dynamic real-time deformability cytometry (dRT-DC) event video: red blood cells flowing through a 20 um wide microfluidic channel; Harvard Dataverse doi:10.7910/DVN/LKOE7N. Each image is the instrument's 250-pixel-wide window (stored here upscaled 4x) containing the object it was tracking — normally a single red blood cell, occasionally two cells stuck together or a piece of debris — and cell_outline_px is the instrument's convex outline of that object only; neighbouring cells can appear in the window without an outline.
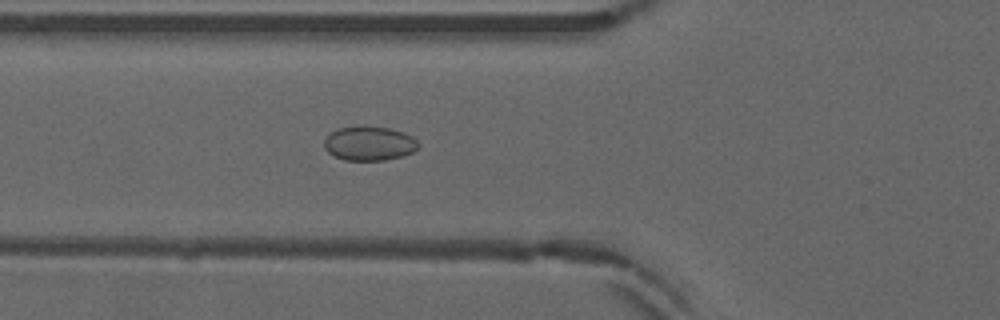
{"species": "common noctule bat (a hibernating species)", "species_latin": "Nyctalus noctula", "temperature_condition": "warm", "stored_images_in_passage": 53, "camera_frame_rate_fps": 3000, "um_per_image_px": 0.085, "animal": {"sex": "male", "forearm_length_mm": 52.5}, "frame": {"image": 1, "passage_image": 20, "time_ms": 6.333, "image_size_px": [1000, 320], "cell_outline_px": [[420, 144], [412, 152], [400, 156], [384, 160], [344, 160], [328, 152], [324, 148], [324, 140], [336, 128], [388, 128], [404, 132], [412, 136]], "centroid_in_image_um": [31.39, 12.22], "position_along_channel_um": 94.4, "area_um2": 18.21}}
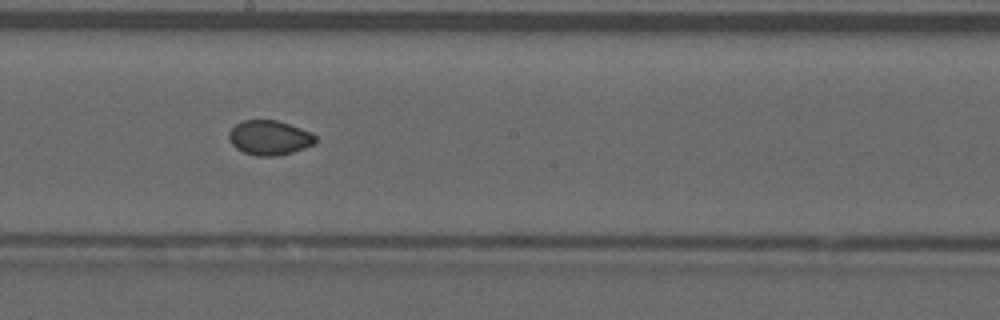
{"frame": {"image": 2, "passage_image": 30, "time_ms": 9.667, "image_size_px": [1000, 320], "cell_outline_px": [[316, 144], [292, 152], [276, 156], [256, 156], [244, 152], [236, 148], [232, 144], [228, 136], [228, 132], [240, 120], [276, 120], [288, 124], [308, 132], [316, 136]], "centroid_in_image_um": [22.87, 11.71], "position_along_channel_um": 225.3, "area_um2": 17.34}}
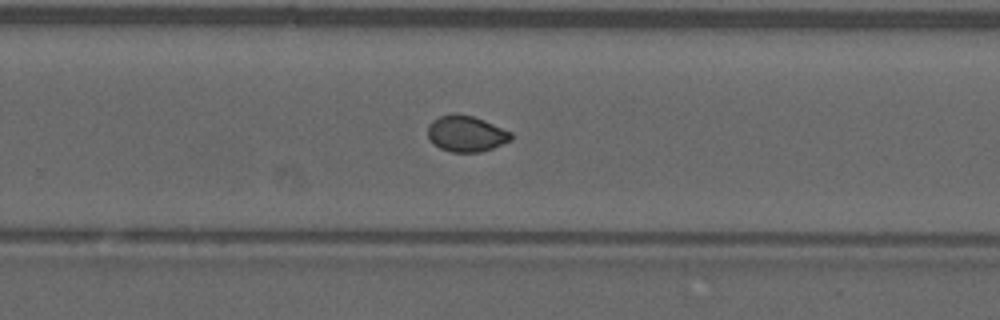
{"frame": {"image": 3, "passage_image": 35, "time_ms": 11.333, "image_size_px": [1000, 320], "cell_outline_px": [[512, 140], [492, 148], [480, 152], [452, 152], [440, 148], [428, 136], [428, 124], [432, 120], [440, 116], [472, 116], [484, 120], [512, 132]], "centroid_in_image_um": [39.66, 11.39], "position_along_channel_um": 290.1, "area_um2": 16.99}}